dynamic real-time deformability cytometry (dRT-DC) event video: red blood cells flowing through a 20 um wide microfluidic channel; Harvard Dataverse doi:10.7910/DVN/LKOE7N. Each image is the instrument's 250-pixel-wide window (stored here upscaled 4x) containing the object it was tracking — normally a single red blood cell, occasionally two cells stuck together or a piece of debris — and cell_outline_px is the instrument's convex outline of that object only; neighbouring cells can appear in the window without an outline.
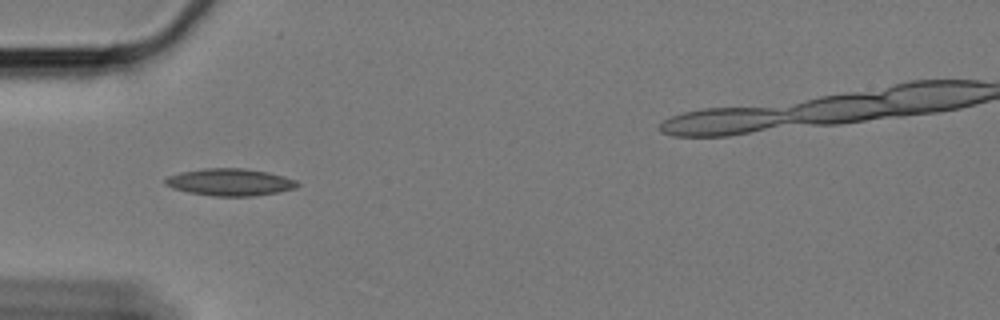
{"species": "Egyptian fruit bat (a non-hibernating species)", "species_latin": "Rousettus aegyptiacus", "temperature_condition": "cold", "stored_images_in_passage": 31, "camera_frame_rate_fps": 3000, "um_per_image_px": 0.085, "animal": {"sex": "female"}, "frame": {"image": 1, "passage_image": 6, "time_ms": 1.667, "image_size_px": [1000, 320], "cell_outline_px": [[300, 184], [296, 188], [276, 192], [252, 196], [212, 196], [188, 192], [172, 188], [164, 184], [164, 180], [168, 176], [180, 172], [204, 168], [244, 168], [268, 172], [284, 176], [296, 180]], "centroid_in_image_um": [19.53, 15.48], "position_along_channel_um": 65.5, "area_um2": 20.92}}
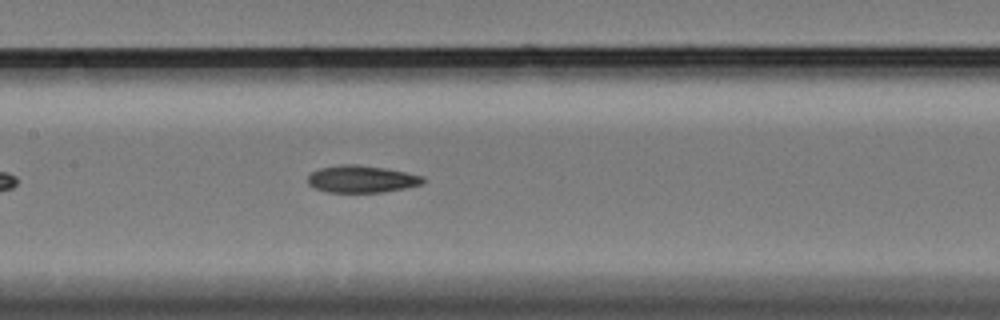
{"frame": {"image": 2, "passage_image": 16, "time_ms": 5.0, "image_size_px": [1000, 320], "cell_outline_px": [[424, 184], [384, 192], [328, 192], [316, 188], [308, 184], [308, 176], [312, 172], [320, 168], [340, 164], [356, 164], [384, 168], [424, 176]], "centroid_in_image_um": [30.74, 15.22], "position_along_channel_um": 176.7, "area_um2": 18.15}}
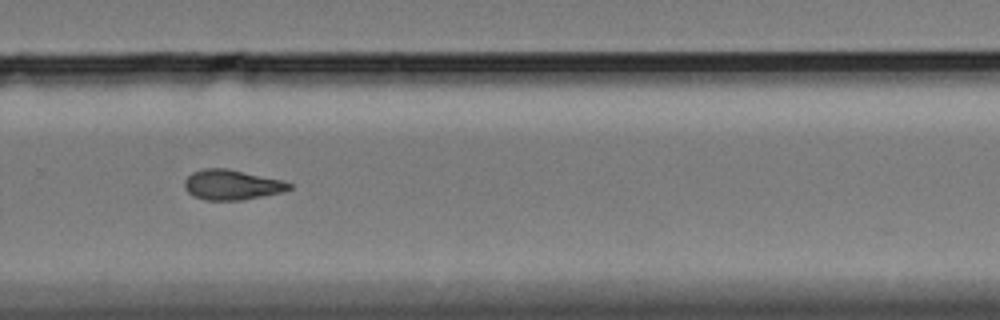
{"frame": {"image": 3, "passage_image": 28, "time_ms": 9.0, "image_size_px": [1000, 320], "cell_outline_px": [[292, 188], [284, 192], [240, 200], [204, 200], [192, 196], [188, 192], [184, 184], [184, 180], [192, 172], [204, 168], [228, 168], [284, 180], [292, 184]], "centroid_in_image_um": [19.72, 15.7], "position_along_channel_um": 310.1, "area_um2": 18.55}}